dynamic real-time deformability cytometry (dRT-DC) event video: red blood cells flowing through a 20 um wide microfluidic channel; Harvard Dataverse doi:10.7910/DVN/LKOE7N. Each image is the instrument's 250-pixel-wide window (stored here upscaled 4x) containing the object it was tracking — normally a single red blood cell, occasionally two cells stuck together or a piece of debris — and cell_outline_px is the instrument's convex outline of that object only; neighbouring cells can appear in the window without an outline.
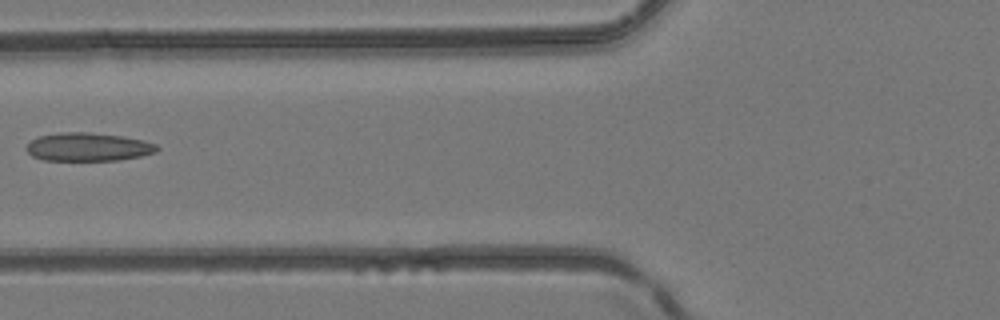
{"species": "common noctule bat (a hibernating species)", "species_latin": "Nyctalus noctula", "temperature_condition": "room temperature", "stored_images_in_passage": 2, "camera_frame_rate_fps": 3000, "um_per_image_px": 0.085, "animal": {"sex": "female", "body_mass_g": 24.6, "forearm_length_mm": 56.2}, "frame": {"image": 1, "passage_image": 2, "time_ms": 0.333, "image_size_px": [1000, 320], "cell_outline_px": [[160, 148], [156, 152], [140, 156], [116, 160], [44, 160], [32, 156], [24, 148], [32, 140], [40, 136], [64, 132], [88, 132], [124, 136], [144, 140], [156, 144]], "centroid_in_image_um": [7.51, 12.48], "position_along_channel_um": 118.3, "area_um2": 21.5}}